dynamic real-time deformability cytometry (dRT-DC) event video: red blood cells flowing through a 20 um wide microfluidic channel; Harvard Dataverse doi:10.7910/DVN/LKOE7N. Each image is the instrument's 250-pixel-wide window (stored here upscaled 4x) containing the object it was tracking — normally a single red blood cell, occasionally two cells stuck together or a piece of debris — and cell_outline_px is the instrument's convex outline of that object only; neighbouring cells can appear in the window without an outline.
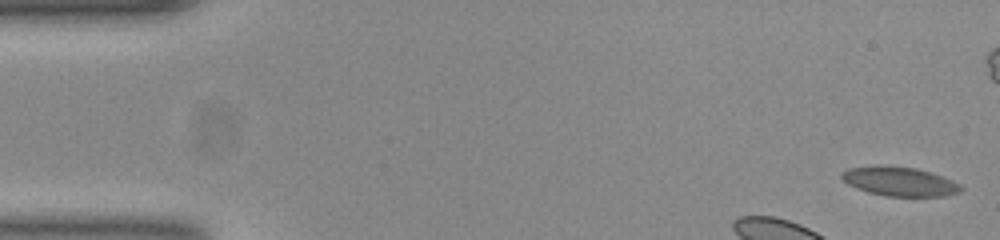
{"species": "common noctule bat (a hibernating species)", "species_latin": "Nyctalus noctula", "temperature_condition": "room temperature", "stored_images_in_passage": 11, "camera_frame_rate_fps": 3000, "um_per_image_px": 0.085, "animal": {"sex": "female", "body_mass_g": 23.0, "forearm_length_mm": 53.4}, "frame": {"image": 1, "passage_image": 1, "time_ms": 0.0, "image_size_px": [1000, 240], "cell_outline_px": [[964, 188], [960, 192], [944, 196], [884, 196], [868, 192], [856, 188], [848, 184], [840, 176], [840, 172], [848, 168], [880, 164], [916, 168], [952, 180], [960, 184]], "centroid_in_image_um": [76.42, 15.41], "position_along_channel_um": 8.6, "area_um2": 20.4}}